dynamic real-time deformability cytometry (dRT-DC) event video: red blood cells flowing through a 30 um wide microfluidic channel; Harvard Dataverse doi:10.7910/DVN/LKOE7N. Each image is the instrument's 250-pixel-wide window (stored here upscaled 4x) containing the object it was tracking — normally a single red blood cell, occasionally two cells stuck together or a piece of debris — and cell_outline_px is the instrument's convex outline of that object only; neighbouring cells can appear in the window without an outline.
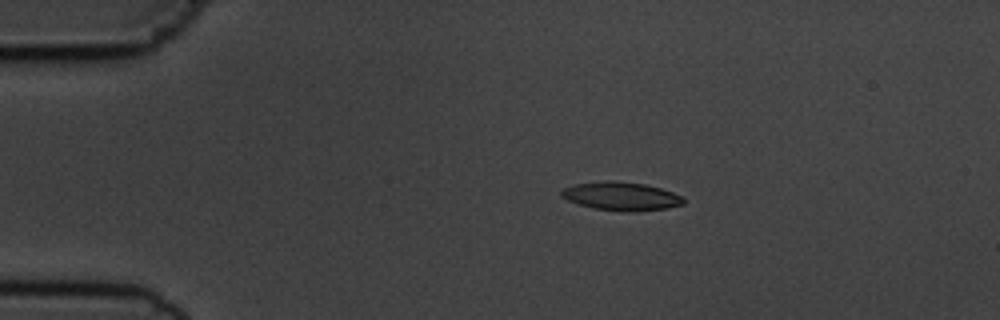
{"species": "common noctule bat (a hibernating species)", "species_latin": "Nyctalus noctula", "temperature_condition": "cold", "stored_images_in_passage": 8, "camera_frame_rate_fps": 3000, "um_per_image_px": 0.085, "animal": {"sex": "male", "body_mass_g": 19.5, "forearm_length_mm": 54.6}, "frame": {"image": 1, "passage_image": 3, "time_ms": 2.333, "image_size_px": [1000, 320], "cell_outline_px": [[684, 204], [668, 208], [636, 212], [628, 212], [592, 208], [576, 204], [560, 196], [560, 192], [564, 188], [576, 184], [604, 180], [612, 180], [644, 184], [660, 188], [672, 192], [680, 196], [684, 200]], "centroid_in_image_um": [52.78, 16.69], "position_along_channel_um": 32.2, "area_um2": 20.35}}
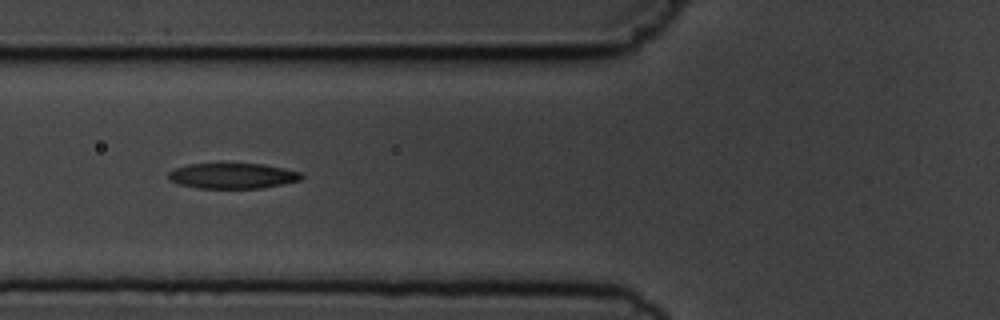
{"frame": {"image": 2, "passage_image": 6, "time_ms": 5.667, "image_size_px": [1000, 320], "cell_outline_px": [[304, 176], [300, 180], [284, 184], [260, 188], [196, 188], [180, 184], [168, 180], [168, 172], [176, 168], [188, 164], [260, 164], [300, 172]], "centroid_in_image_um": [19.74, 14.95], "position_along_channel_um": 106.1, "area_um2": 19.54}}
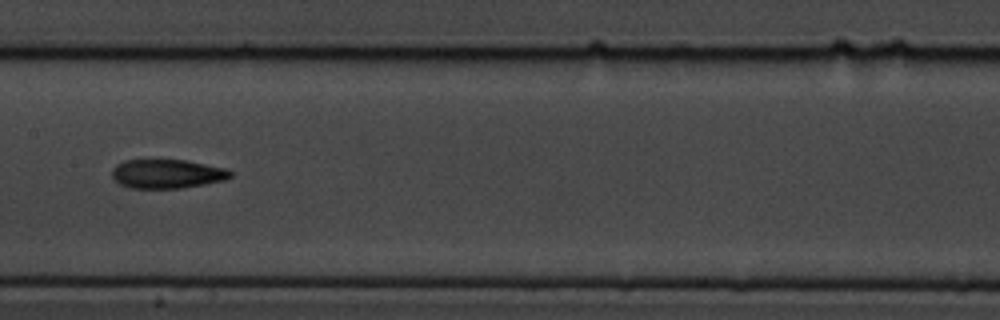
{"frame": {"image": 3, "passage_image": 8, "time_ms": 8.0, "image_size_px": [1000, 320], "cell_outline_px": [[232, 176], [224, 180], [184, 188], [128, 188], [120, 184], [112, 176], [112, 168], [116, 164], [124, 160], [184, 160], [224, 168], [232, 172]], "centroid_in_image_um": [14.17, 14.78], "position_along_channel_um": 193.2, "area_um2": 19.94}}